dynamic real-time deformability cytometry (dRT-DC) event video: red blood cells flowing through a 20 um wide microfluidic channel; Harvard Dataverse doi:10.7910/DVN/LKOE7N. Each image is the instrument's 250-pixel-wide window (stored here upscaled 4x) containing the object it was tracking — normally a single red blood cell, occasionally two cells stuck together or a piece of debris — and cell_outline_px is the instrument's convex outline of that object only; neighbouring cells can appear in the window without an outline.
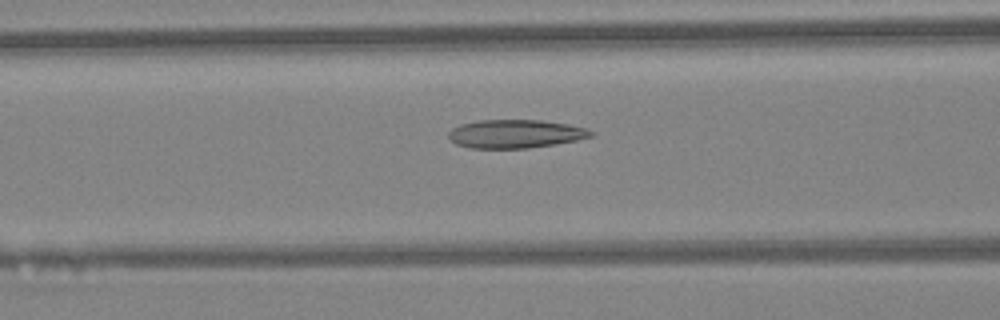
{"species": "Egyptian fruit bat (a non-hibernating species)", "species_latin": "Rousettus aegyptiacus", "temperature_condition": "warm", "stored_images_in_passage": 40, "camera_frame_rate_fps": 3000, "um_per_image_px": 0.085, "animal": {"sex": "female"}, "frame": {"image": 1, "passage_image": 14, "time_ms": 4.333, "image_size_px": [1000, 320], "cell_outline_px": [[596, 132], [592, 136], [576, 140], [528, 148], [468, 148], [456, 144], [448, 136], [448, 132], [452, 128], [460, 124], [480, 120], [540, 120], [568, 124], [584, 128]], "centroid_in_image_um": [43.78, 11.37], "position_along_channel_um": 122.8, "area_um2": 23.47}}
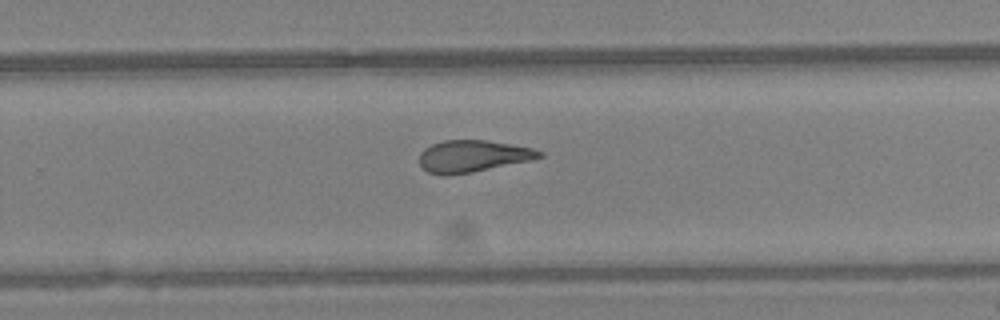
{"frame": {"image": 2, "passage_image": 25, "time_ms": 8.0, "image_size_px": [1000, 320], "cell_outline_px": [[544, 156], [528, 160], [472, 172], [428, 172], [420, 164], [420, 152], [424, 148], [432, 144], [444, 140], [484, 140], [532, 148], [544, 152]], "centroid_in_image_um": [40.2, 13.23], "position_along_channel_um": 289.6, "area_um2": 21.33}}
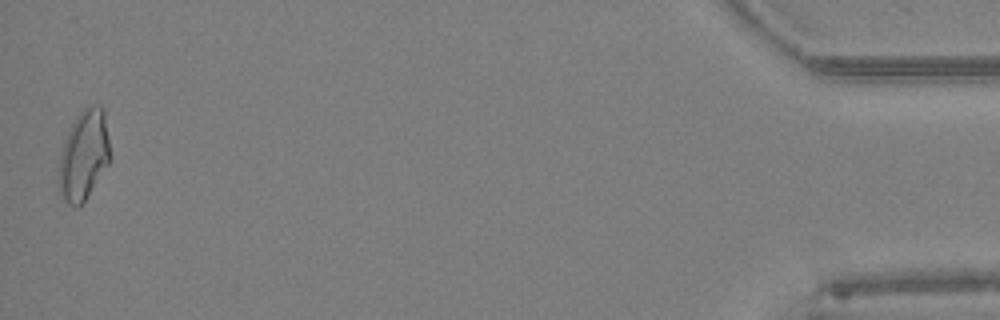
{"frame": {"image": 3, "passage_image": 40, "time_ms": 13.0, "image_size_px": [1000, 320], "cell_outline_px": [[112, 160], [84, 200], [76, 208], [68, 204], [60, 196], [60, 156], [64, 140], [76, 116], [84, 108], [96, 104], [100, 104], [104, 108], [112, 156]], "centroid_in_image_um": [7.17, 13.16], "position_along_channel_um": 428.0, "area_um2": 26.93}, "authors_computed_cell_mechanics": {"area_um2": 23.4668, "velocity_mm_per_s": 4.5794, "shape_relaxation_time_tau1_ms": null, "shape_relaxation_time_tau2_ms": 2.6725, "deformation_change_tau1": null, "deformation_change_tau2": 0.1211}}